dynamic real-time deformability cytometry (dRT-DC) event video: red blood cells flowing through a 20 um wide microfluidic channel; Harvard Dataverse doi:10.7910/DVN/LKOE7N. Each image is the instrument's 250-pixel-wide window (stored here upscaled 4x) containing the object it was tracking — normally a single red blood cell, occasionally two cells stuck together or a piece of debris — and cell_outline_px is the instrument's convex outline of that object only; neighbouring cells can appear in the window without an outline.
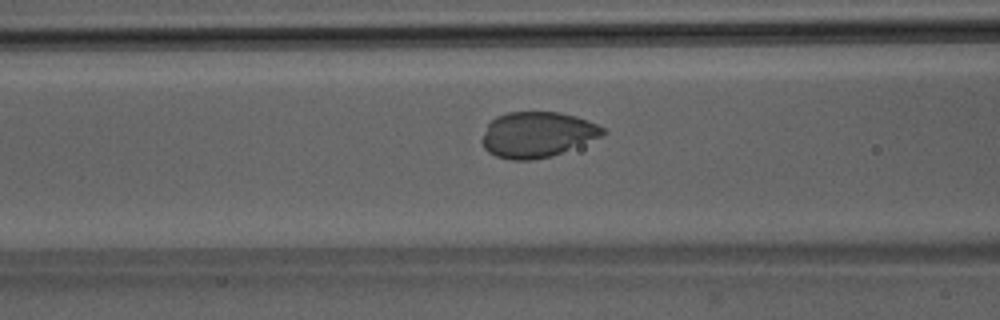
{"species": "Egyptian fruit bat (a non-hibernating species)", "species_latin": "Rousettus aegyptiacus", "temperature_condition": "room temperature", "stored_images_in_passage": 48, "camera_frame_rate_fps": 3000, "um_per_image_px": 0.085, "animal": {"sex": "male"}, "frame": {"image": 1, "passage_image": 18, "time_ms": 5.667, "image_size_px": [1000, 320], "cell_outline_px": [[608, 132], [600, 136], [552, 156], [532, 160], [512, 160], [496, 156], [488, 152], [484, 148], [480, 140], [488, 124], [496, 116], [508, 112], [560, 112], [576, 116], [588, 120], [604, 128]], "centroid_in_image_um": [45.63, 11.43], "position_along_channel_um": 121.0, "area_um2": 31.96}}
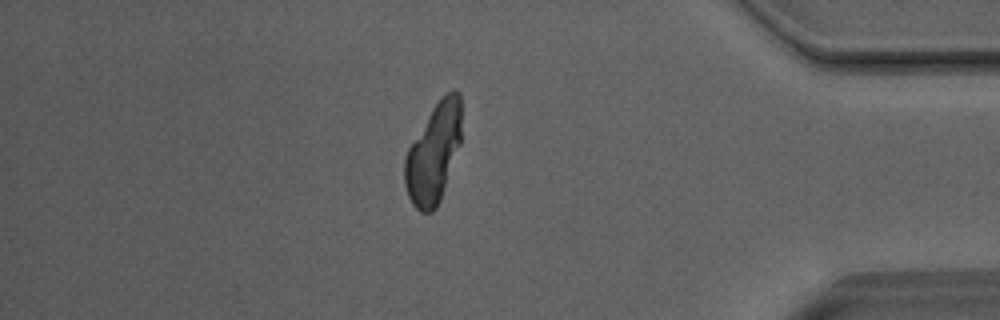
{"frame": {"image": 2, "passage_image": 41, "time_ms": 13.333, "image_size_px": [1000, 320], "cell_outline_px": [[460, 144], [440, 200], [436, 208], [432, 212], [420, 212], [412, 204], [408, 196], [404, 184], [404, 156], [408, 148], [432, 108], [440, 96], [456, 88], [460, 92]], "centroid_in_image_um": [36.83, 13.02], "position_along_channel_um": 398.4, "area_um2": 32.77}}
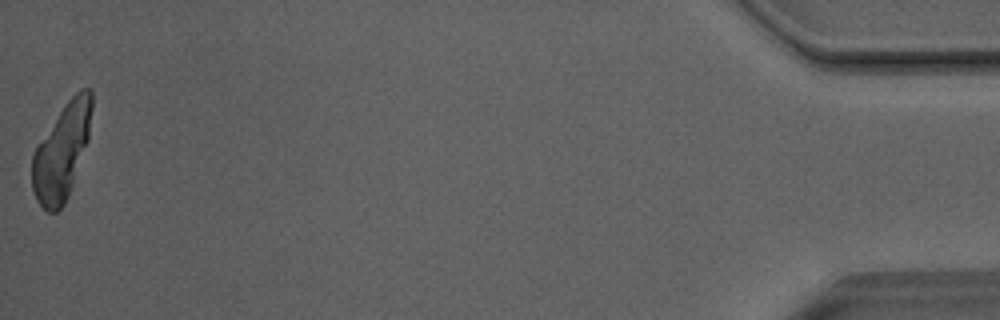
{"frame": {"image": 3, "passage_image": 48, "time_ms": 15.667, "image_size_px": [1000, 320], "cell_outline_px": [[92, 108], [88, 140], [68, 196], [64, 204], [56, 212], [48, 212], [36, 200], [32, 188], [32, 156], [36, 148], [64, 104], [80, 88], [92, 88]], "centroid_in_image_um": [5.26, 12.88], "position_along_channel_um": 429.9, "area_um2": 32.77}}